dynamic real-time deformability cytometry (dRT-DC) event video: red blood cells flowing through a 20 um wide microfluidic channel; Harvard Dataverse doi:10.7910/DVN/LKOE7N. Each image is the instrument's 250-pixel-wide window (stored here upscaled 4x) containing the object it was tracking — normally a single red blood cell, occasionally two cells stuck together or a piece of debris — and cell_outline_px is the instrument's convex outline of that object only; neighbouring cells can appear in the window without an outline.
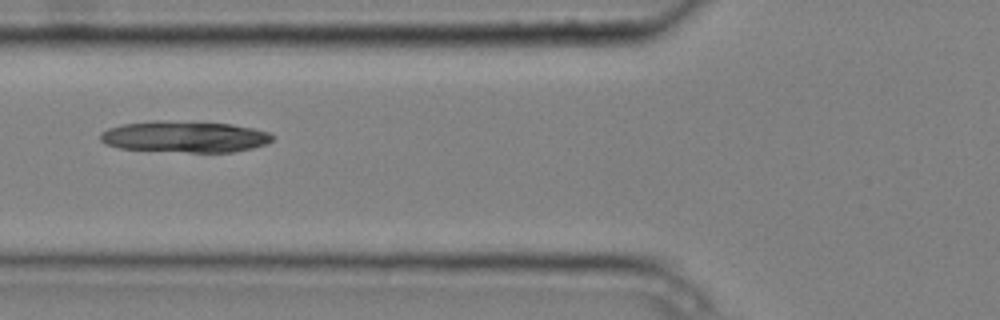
{"species": "common noctule bat (a hibernating species)", "species_latin": "Nyctalus noctula", "temperature_condition": "cold", "stored_images_in_passage": 7, "segment_of_instrument_passage": [2, 2], "camera_frame_rate_fps": 3000, "um_per_image_px": 0.085, "animal": {"sex": "male", "body_mass_g": 20.4}, "frame": {"image": 1, "passage_image": 7, "time_ms": 2.0, "image_size_px": [1000, 320], "cell_outline_px": [[276, 136], [272, 140], [264, 144], [252, 148], [232, 152], [188, 152], [120, 148], [108, 144], [100, 140], [100, 132], [108, 128], [124, 124], [152, 120], [160, 120], [232, 124], [252, 128], [268, 132]], "centroid_in_image_um": [15.7, 11.61], "position_along_channel_um": 110.1, "area_um2": 31.27}}